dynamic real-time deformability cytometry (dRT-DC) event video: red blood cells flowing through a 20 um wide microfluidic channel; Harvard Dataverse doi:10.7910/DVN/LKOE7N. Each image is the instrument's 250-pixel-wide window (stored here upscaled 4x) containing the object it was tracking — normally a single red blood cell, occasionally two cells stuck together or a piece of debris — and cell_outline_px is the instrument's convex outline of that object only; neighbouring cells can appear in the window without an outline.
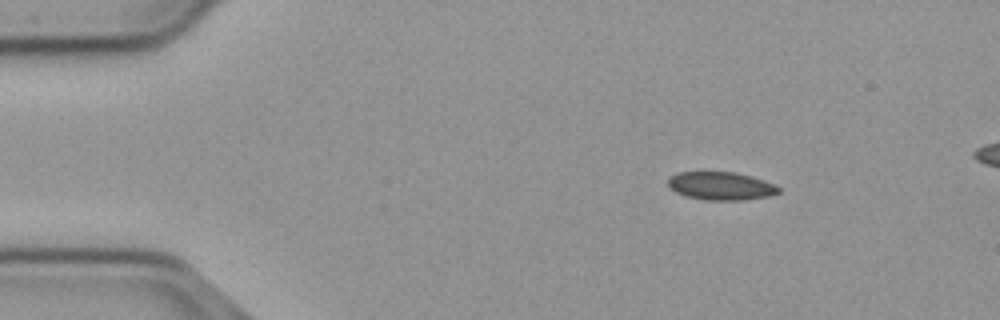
{"species": "common noctule bat (a hibernating species)", "species_latin": "Nyctalus noctula", "temperature_condition": "cold", "stored_images_in_passage": 47, "camera_frame_rate_fps": 3000, "um_per_image_px": 0.085, "animal": {"sex": "male", "body_mass_g": 23.1, "forearm_length_mm": 52.7}, "frame": {"image": 1, "passage_image": 1, "time_ms": 0.0, "image_size_px": [1000, 320], "cell_outline_px": [[780, 192], [768, 196], [744, 200], [704, 200], [684, 196], [668, 188], [668, 176], [676, 172], [736, 172], [752, 176], [776, 184], [780, 188]], "centroid_in_image_um": [61.25, 15.8], "position_along_channel_um": 23.7, "area_um2": 18.44}}
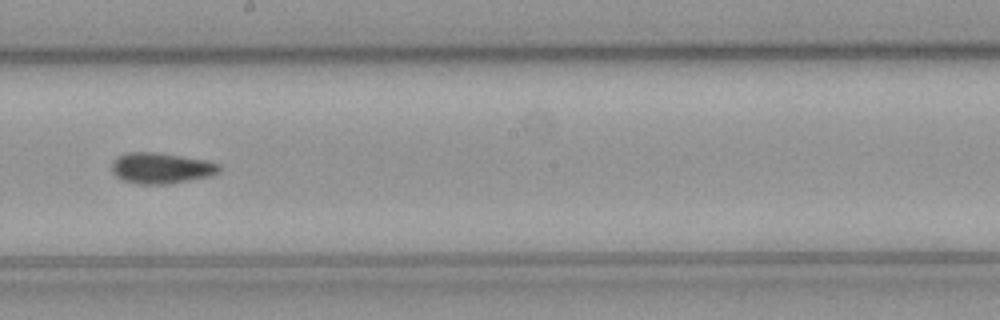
{"frame": {"image": 2, "passage_image": 24, "time_ms": 7.667, "image_size_px": [1000, 320], "cell_outline_px": [[220, 172], [212, 176], [172, 184], [136, 184], [124, 180], [116, 176], [112, 172], [112, 164], [120, 156], [128, 152], [156, 152], [204, 160], [220, 164]], "centroid_in_image_um": [13.74, 14.31], "position_along_channel_um": 234.5, "area_um2": 19.31}}
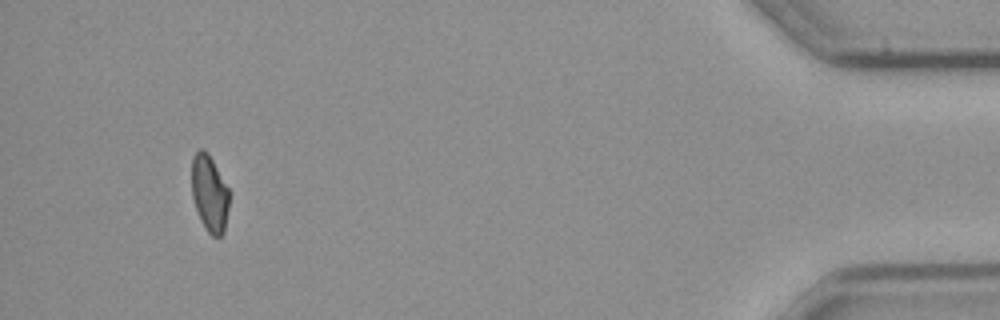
{"frame": {"image": 3, "passage_image": 45, "time_ms": 14.667, "image_size_px": [1000, 320], "cell_outline_px": [[228, 208], [224, 232], [220, 236], [212, 236], [208, 232], [200, 220], [192, 196], [192, 156], [200, 148], [204, 148], [208, 152], [228, 188]], "centroid_in_image_um": [17.79, 16.42], "position_along_channel_um": 417.4, "area_um2": 16.65}, "authors_computed_cell_mechanics": {"area_um2": 18.5538, "velocity_mm_per_s": 3.696, "shape_relaxation_time_tau1_ms": null, "shape_relaxation_time_tau2_ms": 2.8758, "deformation_change_tau1": null, "deformation_change_tau2": 0.0685}}